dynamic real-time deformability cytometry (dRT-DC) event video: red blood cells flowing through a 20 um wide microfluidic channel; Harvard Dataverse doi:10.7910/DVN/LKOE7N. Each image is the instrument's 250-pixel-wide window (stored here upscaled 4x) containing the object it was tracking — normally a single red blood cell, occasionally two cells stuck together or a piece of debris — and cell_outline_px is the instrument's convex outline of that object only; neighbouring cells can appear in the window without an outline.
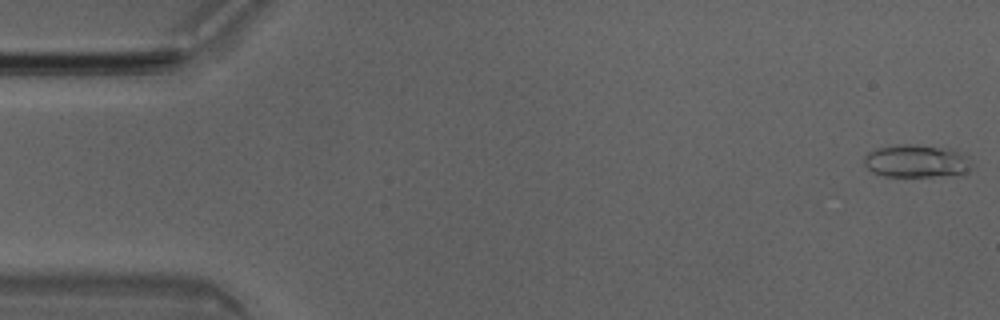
{"species": "Egyptian fruit bat (a non-hibernating species)", "species_latin": "Rousettus aegyptiacus", "temperature_condition": "room temperature", "stored_images_in_passage": 41, "camera_frame_rate_fps": 3000, "um_per_image_px": 0.085, "animal": {"sex": "male"}, "frame": {"image": 1, "passage_image": 1, "time_ms": 0.0, "image_size_px": [1000, 320], "cell_outline_px": [[972, 168], [956, 176], [884, 176], [872, 172], [864, 164], [864, 156], [868, 152], [876, 148], [896, 144], [916, 144], [940, 148], [956, 152], [964, 156], [972, 164]], "centroid_in_image_um": [77.83, 13.71], "position_along_channel_um": 7.2, "area_um2": 20.4}}
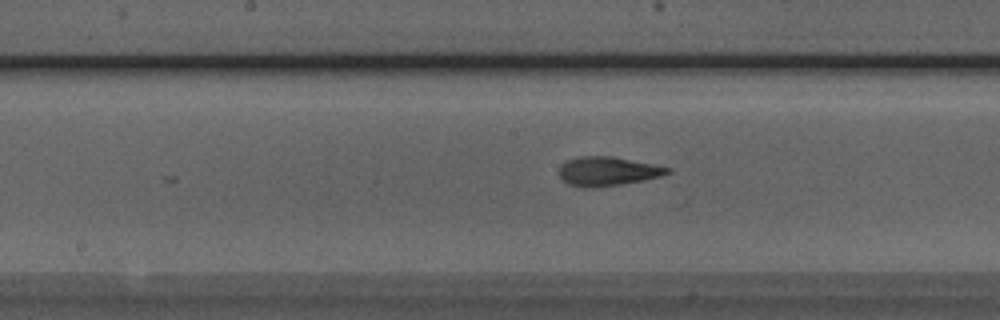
{"frame": {"image": 2, "passage_image": 25, "time_ms": 8.0, "image_size_px": [1000, 320], "cell_outline_px": [[672, 172], [660, 176], [644, 180], [620, 184], [592, 188], [584, 188], [568, 184], [560, 176], [560, 164], [564, 160], [576, 156], [612, 156], [672, 168]], "centroid_in_image_um": [51.62, 14.55], "position_along_channel_um": 196.6, "area_um2": 18.44}}
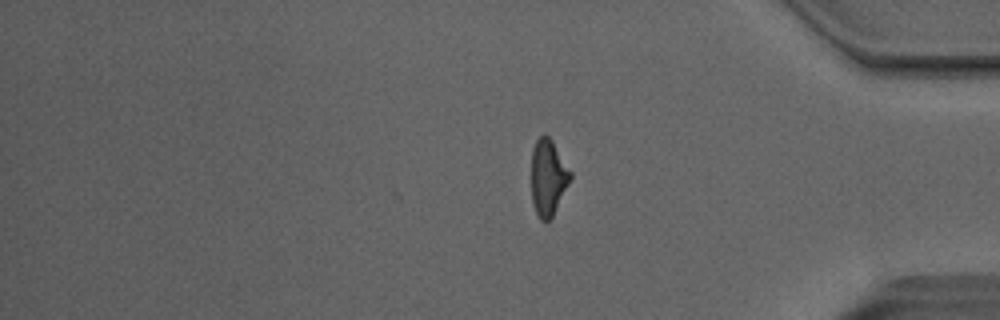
{"frame": {"image": 3, "passage_image": 41, "time_ms": 13.333, "image_size_px": [1000, 320], "cell_outline_px": [[572, 176], [552, 216], [548, 220], [540, 220], [532, 204], [532, 148], [536, 140], [540, 136], [548, 136], [552, 140], [572, 172]], "centroid_in_image_um": [46.58, 15.06], "position_along_channel_um": 388.6, "area_um2": 17.05}, "authors_computed_cell_mechanics": {"area_um2": 18.207, "velocity_mm_per_s": 4.0585, "shape_relaxation_time_tau1_ms": 4.6481, "shape_relaxation_time_tau2_ms": 2.1566, "deformation_change_tau1": 0.1852, "deformation_change_tau2": 0.1187}}